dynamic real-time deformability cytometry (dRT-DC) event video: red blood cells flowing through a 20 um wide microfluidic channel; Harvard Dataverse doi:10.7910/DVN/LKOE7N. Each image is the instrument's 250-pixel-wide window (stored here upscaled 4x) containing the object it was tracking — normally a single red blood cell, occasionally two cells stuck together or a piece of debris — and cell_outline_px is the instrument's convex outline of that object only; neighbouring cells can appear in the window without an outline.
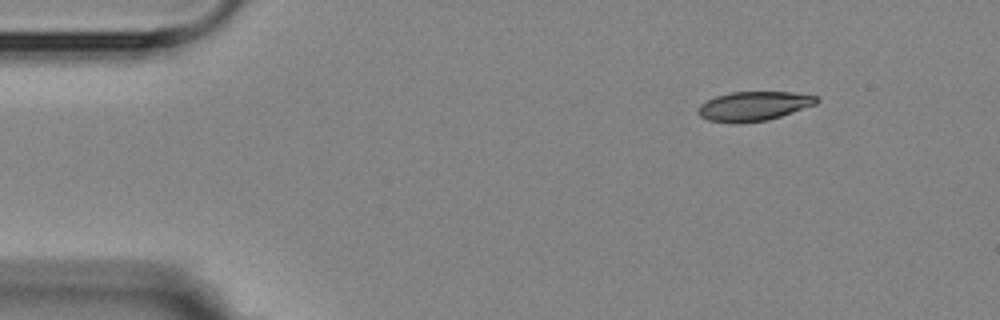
{"species": "Egyptian fruit bat (a non-hibernating species)", "species_latin": "Rousettus aegyptiacus", "temperature_condition": "room temperature", "stored_images_in_passage": 5, "camera_frame_rate_fps": 3000, "um_per_image_px": 0.085, "animal": {"sex": "female"}, "frame": {"image": 1, "passage_image": 1, "time_ms": 0.0, "image_size_px": [1000, 320], "cell_outline_px": [[820, 100], [816, 104], [768, 120], [736, 124], [708, 120], [700, 116], [696, 112], [696, 108], [700, 104], [716, 96], [732, 92], [792, 92], [816, 96]], "centroid_in_image_um": [64.03, 9.03], "position_along_channel_um": 21.0, "area_um2": 20.29}}
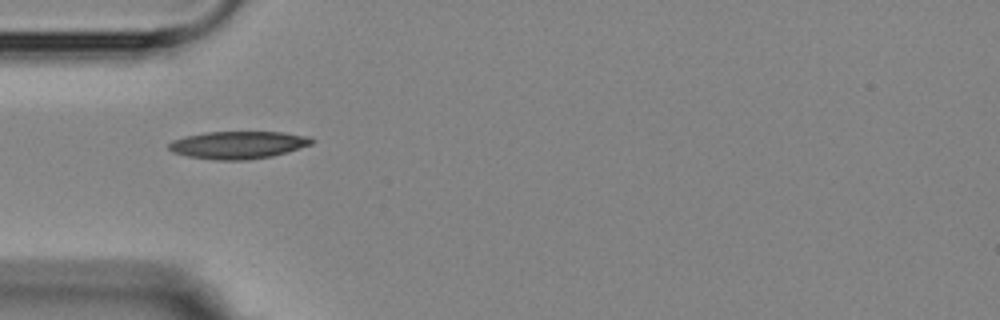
{"frame": {"image": 2, "passage_image": 4, "time_ms": 3.333, "image_size_px": [1000, 320], "cell_outline_px": [[316, 140], [312, 144], [288, 152], [272, 156], [244, 160], [216, 160], [188, 156], [172, 152], [168, 148], [168, 144], [172, 140], [184, 136], [204, 132], [284, 132], [312, 136]], "centroid_in_image_um": [20.27, 12.31], "position_along_channel_um": 64.7, "area_um2": 23.18}}
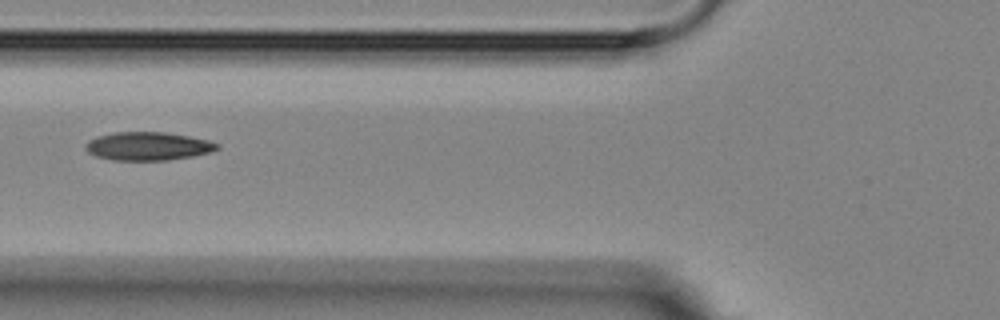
{"frame": {"image": 3, "passage_image": 5, "time_ms": 4.667, "image_size_px": [1000, 320], "cell_outline_px": [[220, 148], [208, 152], [192, 156], [168, 160], [112, 160], [96, 156], [88, 152], [84, 148], [84, 144], [88, 140], [96, 136], [116, 132], [164, 132], [188, 136], [208, 140], [220, 144]], "centroid_in_image_um": [12.54, 12.42], "position_along_channel_um": 113.3, "area_um2": 21.73}}